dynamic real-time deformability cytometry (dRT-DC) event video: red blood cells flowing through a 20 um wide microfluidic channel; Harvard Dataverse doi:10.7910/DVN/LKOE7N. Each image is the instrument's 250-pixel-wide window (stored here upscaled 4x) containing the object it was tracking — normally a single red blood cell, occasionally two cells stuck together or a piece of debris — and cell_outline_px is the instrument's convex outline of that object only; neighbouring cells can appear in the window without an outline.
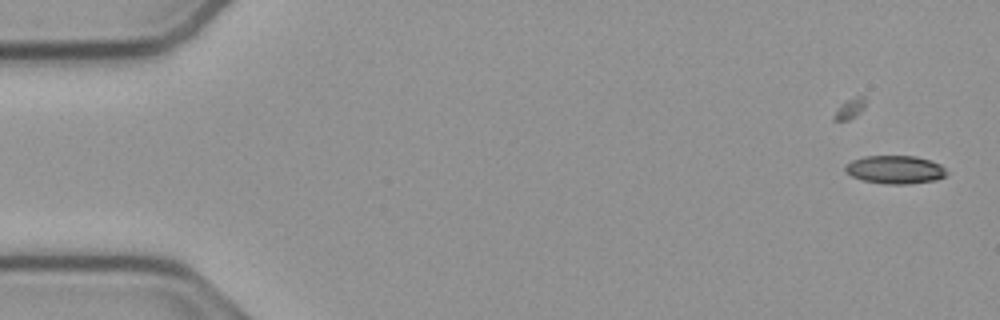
{"species": "common noctule bat (a hibernating species)", "species_latin": "Nyctalus noctula", "temperature_condition": "cold", "stored_images_in_passage": 22, "camera_frame_rate_fps": 3000, "um_per_image_px": 0.085, "animal": {"sex": "male", "body_mass_g": 23.1, "forearm_length_mm": 52.7}, "frame": {"image": 1, "passage_image": 1, "time_ms": 0.0, "image_size_px": [1000, 320], "cell_outline_px": [[948, 172], [944, 176], [936, 180], [908, 184], [888, 184], [864, 180], [852, 176], [844, 168], [852, 160], [864, 156], [916, 156], [940, 164]], "centroid_in_image_um": [76.11, 14.41], "position_along_channel_um": 8.9, "area_um2": 16.42}}
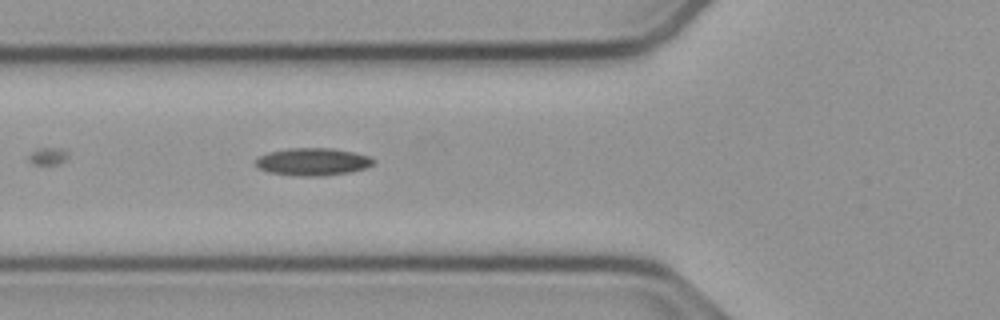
{"frame": {"image": 2, "passage_image": 19, "time_ms": 6.0, "image_size_px": [1000, 320], "cell_outline_px": [[376, 160], [372, 164], [364, 168], [352, 172], [324, 176], [292, 176], [268, 172], [256, 168], [256, 160], [260, 156], [268, 152], [288, 148], [328, 148], [352, 152], [368, 156]], "centroid_in_image_um": [26.54, 13.76], "position_along_channel_um": 99.3, "area_um2": 18.96}}
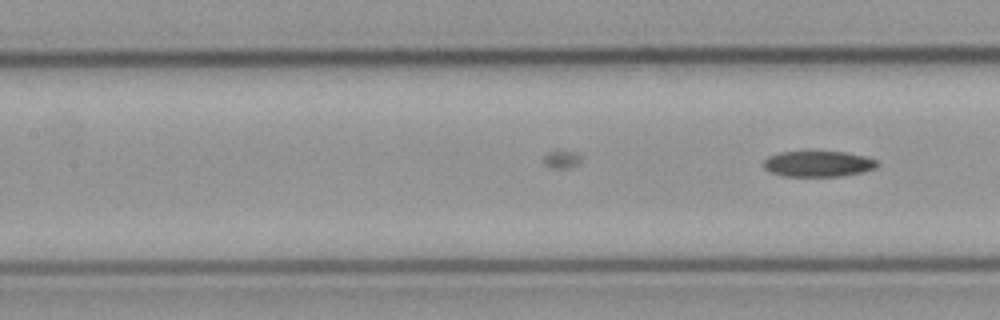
{"frame": {"image": 3, "passage_image": 22, "time_ms": 7.0, "image_size_px": [1000, 320], "cell_outline_px": [[880, 164], [876, 168], [864, 172], [844, 176], [784, 176], [768, 172], [764, 168], [764, 160], [768, 156], [780, 152], [844, 152], [864, 156], [876, 160]], "centroid_in_image_um": [69.55, 13.94], "position_along_channel_um": 137.8, "area_um2": 17.17}}